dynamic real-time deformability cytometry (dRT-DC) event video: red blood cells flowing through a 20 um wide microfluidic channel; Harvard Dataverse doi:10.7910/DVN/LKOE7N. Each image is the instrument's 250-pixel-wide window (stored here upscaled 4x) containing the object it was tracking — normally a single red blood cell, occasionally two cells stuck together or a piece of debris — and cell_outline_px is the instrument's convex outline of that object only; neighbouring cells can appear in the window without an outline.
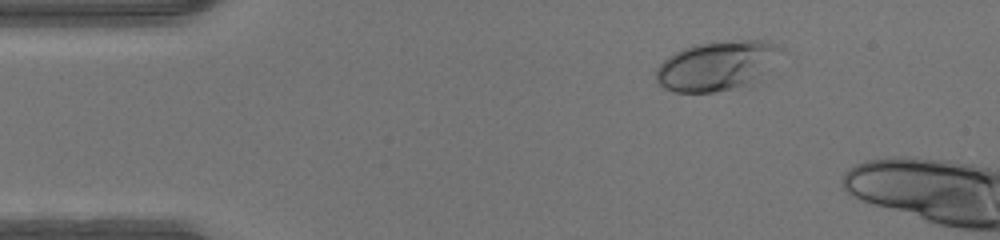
{"species": "human", "species_latin": "Homo sapiens", "temperature_condition": "warm", "stored_images_in_passage": 11, "camera_frame_rate_fps": 3000, "um_per_image_px": 0.085, "donor": {"sex": "male"}, "frame": {"image": 1, "passage_image": 7, "time_ms": 2.0, "image_size_px": [1000, 240], "cell_outline_px": [[788, 52], [748, 84], [732, 88], [712, 92], [672, 92], [664, 88], [656, 80], [656, 68], [668, 56], [684, 48], [696, 44], [716, 40], [768, 40], [784, 48]], "centroid_in_image_um": [60.97, 5.54], "position_along_channel_um": 24.0, "area_um2": 36.24}}